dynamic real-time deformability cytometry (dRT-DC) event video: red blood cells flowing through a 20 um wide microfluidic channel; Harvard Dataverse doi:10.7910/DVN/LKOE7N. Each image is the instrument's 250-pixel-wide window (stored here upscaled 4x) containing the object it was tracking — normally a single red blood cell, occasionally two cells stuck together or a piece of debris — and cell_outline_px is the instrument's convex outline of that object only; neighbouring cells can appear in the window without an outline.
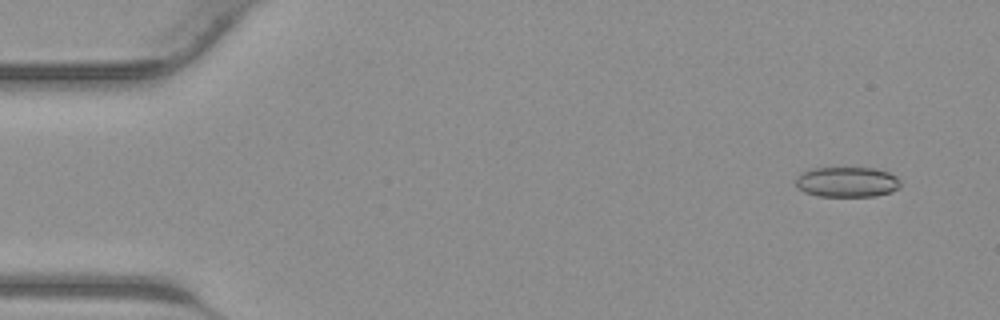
{"species": "common noctule bat (a hibernating species)", "species_latin": "Nyctalus noctula", "temperature_condition": "warm", "stored_images_in_passage": 12, "camera_frame_rate_fps": 3000, "um_per_image_px": 0.085, "animal": {"sex": "male", "body_mass_g": 23.1, "forearm_length_mm": 52.7}, "frame": {"image": 1, "passage_image": 3, "time_ms": 0.667, "image_size_px": [1000, 320], "cell_outline_px": [[900, 188], [892, 192], [876, 196], [816, 196], [804, 192], [796, 184], [796, 176], [800, 172], [812, 168], [876, 168], [888, 172], [896, 176], [900, 180]], "centroid_in_image_um": [72.01, 15.47], "position_along_channel_um": 13.0, "area_um2": 18.67}}